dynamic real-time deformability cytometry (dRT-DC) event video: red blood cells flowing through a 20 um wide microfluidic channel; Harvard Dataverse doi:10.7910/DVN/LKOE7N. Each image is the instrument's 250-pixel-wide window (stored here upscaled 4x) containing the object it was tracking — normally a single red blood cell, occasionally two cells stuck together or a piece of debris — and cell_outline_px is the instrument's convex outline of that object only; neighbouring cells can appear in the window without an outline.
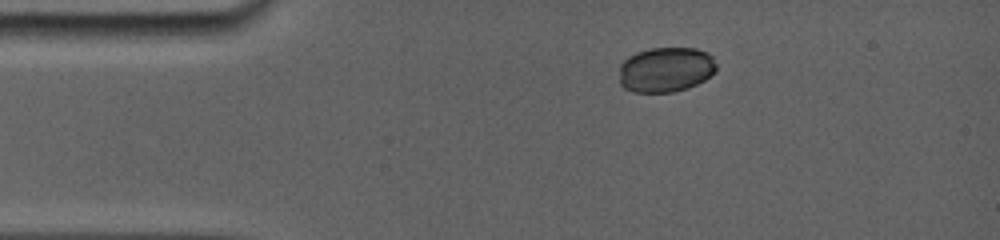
{"species": "common noctule bat (a hibernating species)", "species_latin": "Nyctalus noctula", "temperature_condition": "room temperature", "stored_images_in_passage": 29, "camera_frame_rate_fps": 5000, "um_per_image_px": 0.085, "animal": {"sex": "female", "body_mass_g": 19.0, "forearm_length_mm": 56.7}, "frame": {"image": 1, "passage_image": 1, "time_ms": 0.0, "image_size_px": [1000, 240], "cell_outline_px": [[716, 68], [704, 80], [688, 88], [672, 92], [632, 92], [624, 88], [620, 84], [620, 64], [628, 56], [636, 52], [652, 48], [696, 48], [708, 52], [712, 56], [716, 64]], "centroid_in_image_um": [56.57, 5.91], "position_along_channel_um": 28.4, "area_um2": 25.55}}
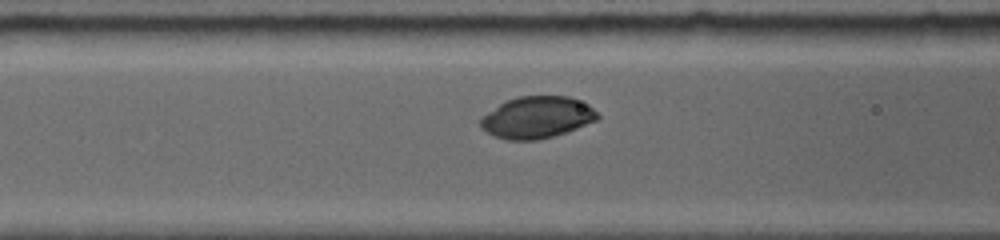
{"frame": {"image": 2, "passage_image": 17, "time_ms": 3.6, "image_size_px": [1000, 240], "cell_outline_px": [[600, 116], [596, 120], [576, 128], [552, 136], [536, 140], [508, 140], [496, 136], [480, 128], [480, 120], [488, 112], [500, 104], [508, 100], [520, 96], [568, 96], [588, 104]], "centroid_in_image_um": [45.64, 9.97], "position_along_channel_um": 121.0, "area_um2": 27.98}}
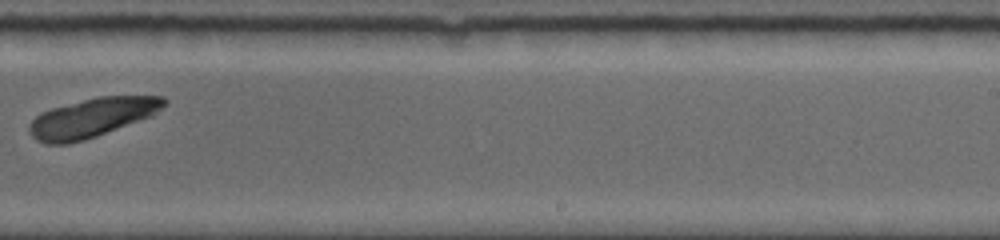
{"frame": {"image": 3, "passage_image": 29, "time_ms": 7.8, "image_size_px": [1000, 240], "cell_outline_px": [[168, 104], [152, 116], [96, 136], [84, 140], [68, 144], [44, 144], [36, 140], [32, 136], [28, 128], [28, 124], [40, 112], [52, 108], [100, 96], [164, 96], [168, 100]], "centroid_in_image_um": [7.84, 10.01], "position_along_channel_um": 281.2, "area_um2": 30.69}}